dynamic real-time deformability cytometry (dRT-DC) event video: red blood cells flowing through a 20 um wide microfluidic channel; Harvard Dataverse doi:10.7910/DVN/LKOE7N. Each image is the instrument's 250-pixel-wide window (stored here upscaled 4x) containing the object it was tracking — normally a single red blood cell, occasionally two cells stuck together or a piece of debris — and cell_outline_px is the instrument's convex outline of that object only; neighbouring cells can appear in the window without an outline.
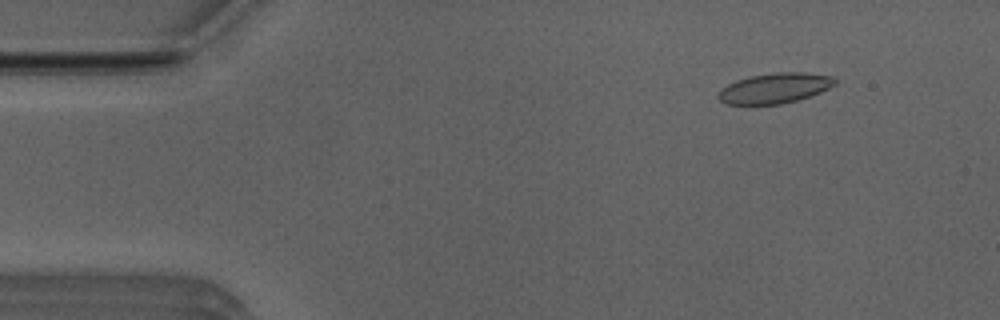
{"species": "Egyptian fruit bat (a non-hibernating species)", "species_latin": "Rousettus aegyptiacus", "temperature_condition": "room temperature", "stored_images_in_passage": 50, "camera_frame_rate_fps": 3000, "um_per_image_px": 0.085, "animal": {"sex": "male"}, "frame": {"image": 1, "passage_image": 6, "time_ms": 1.667, "image_size_px": [1000, 320], "cell_outline_px": [[836, 84], [820, 92], [796, 100], [780, 104], [728, 104], [720, 100], [716, 96], [728, 84], [736, 80], [752, 76], [776, 72], [804, 72], [832, 76], [836, 80]], "centroid_in_image_um": [65.87, 7.48], "position_along_channel_um": 19.1, "area_um2": 20.23}}
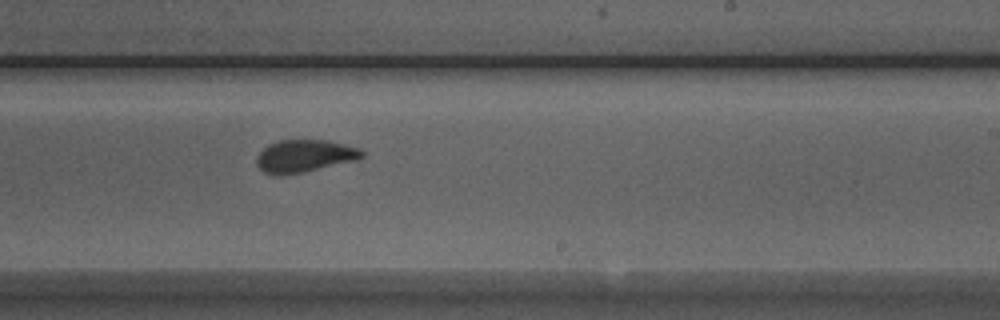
{"frame": {"image": 2, "passage_image": 31, "time_ms": 10.0, "image_size_px": [1000, 320], "cell_outline_px": [[364, 156], [356, 160], [304, 172], [280, 176], [272, 176], [264, 172], [256, 164], [256, 156], [268, 144], [280, 140], [324, 140], [344, 144], [360, 148], [364, 152]], "centroid_in_image_um": [25.85, 13.27], "position_along_channel_um": 263.1, "area_um2": 20.06}}
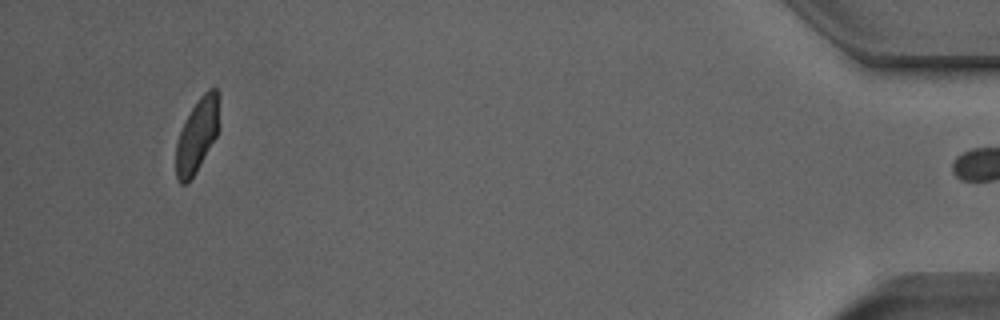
{"frame": {"image": 3, "passage_image": 49, "time_ms": 16.0, "image_size_px": [1000, 320], "cell_outline_px": [[216, 136], [196, 172], [184, 184], [180, 184], [176, 180], [176, 144], [180, 132], [192, 108], [200, 96], [208, 88], [216, 88]], "centroid_in_image_um": [16.69, 11.57], "position_along_channel_um": 418.5, "area_um2": 17.57}}